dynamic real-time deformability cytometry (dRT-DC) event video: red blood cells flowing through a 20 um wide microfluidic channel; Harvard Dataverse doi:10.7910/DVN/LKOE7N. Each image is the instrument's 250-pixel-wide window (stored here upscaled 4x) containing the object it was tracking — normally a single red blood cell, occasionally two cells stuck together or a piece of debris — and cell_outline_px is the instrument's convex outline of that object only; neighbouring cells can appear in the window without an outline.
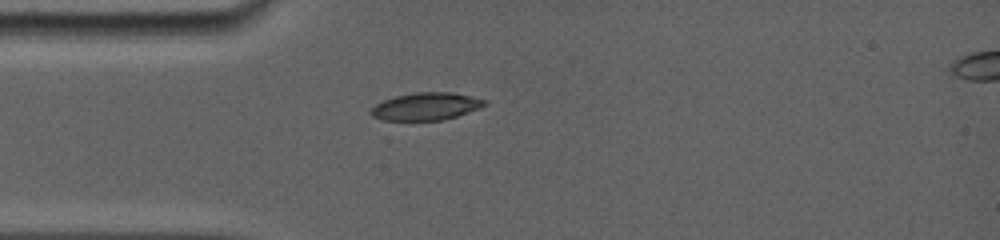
{"species": "common noctule bat (a hibernating species)", "species_latin": "Nyctalus noctula", "temperature_condition": "room temperature", "stored_images_in_passage": 10, "camera_frame_rate_fps": 5000, "um_per_image_px": 0.085, "animal": {"sex": "female", "body_mass_g": 19.0, "forearm_length_mm": 56.7}, "frame": {"image": 1, "passage_image": 1, "time_ms": 0.0, "image_size_px": [1000, 240], "cell_outline_px": [[488, 104], [480, 108], [444, 120], [380, 120], [372, 116], [372, 108], [376, 104], [384, 100], [396, 96], [416, 92], [452, 92], [472, 96], [488, 100]], "centroid_in_image_um": [36.26, 9.04], "position_along_channel_um": 48.7, "area_um2": 18.21}}
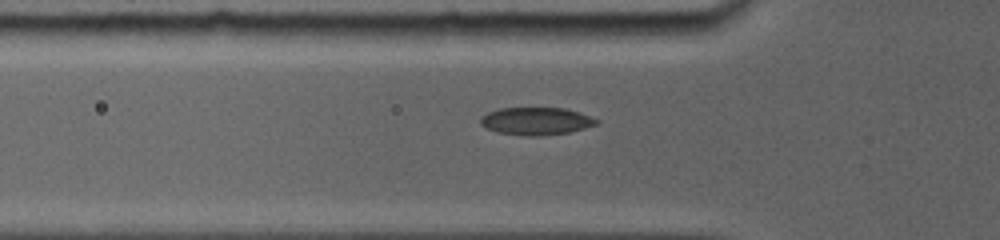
{"frame": {"image": 2, "passage_image": 7, "time_ms": 1.0, "image_size_px": [1000, 240], "cell_outline_px": [[600, 124], [568, 132], [544, 136], [524, 136], [500, 132], [484, 128], [480, 124], [480, 116], [488, 112], [500, 108], [564, 108], [600, 120]], "centroid_in_image_um": [45.54, 10.3], "position_along_channel_um": 80.3, "area_um2": 18.67}}